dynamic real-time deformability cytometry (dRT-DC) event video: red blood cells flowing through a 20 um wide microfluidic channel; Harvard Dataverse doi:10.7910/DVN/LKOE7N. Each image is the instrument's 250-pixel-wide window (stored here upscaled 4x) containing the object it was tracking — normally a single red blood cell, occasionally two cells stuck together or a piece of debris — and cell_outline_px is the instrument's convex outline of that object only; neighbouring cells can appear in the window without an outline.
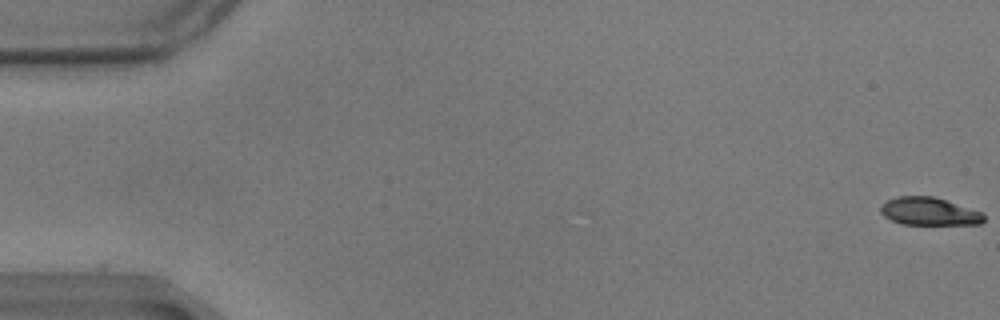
{"species": "common noctule bat (a hibernating species)", "species_latin": "Nyctalus noctula", "temperature_condition": "warm", "stored_images_in_passage": 59, "camera_frame_rate_fps": 3000, "um_per_image_px": 0.085, "animal": {"sex": "male", "body_mass_g": 17.9}, "frame": {"image": 1, "passage_image": 1, "time_ms": 0.0, "image_size_px": [1000, 320], "cell_outline_px": [[984, 220], [980, 224], [900, 224], [884, 216], [880, 212], [880, 204], [888, 200], [900, 196], [932, 196], [984, 212]], "centroid_in_image_um": [78.97, 17.97], "position_along_channel_um": 6.0, "area_um2": 16.7}}
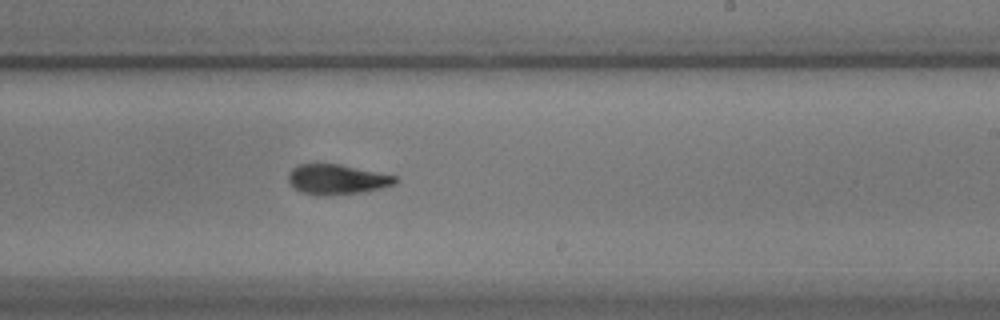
{"frame": {"image": 2, "passage_image": 36, "time_ms": 11.667, "image_size_px": [1000, 320], "cell_outline_px": [[400, 180], [396, 184], [364, 192], [324, 196], [320, 196], [300, 192], [288, 180], [288, 172], [296, 164], [340, 164], [396, 176]], "centroid_in_image_um": [28.64, 15.25], "position_along_channel_um": 260.4, "area_um2": 18.84}}
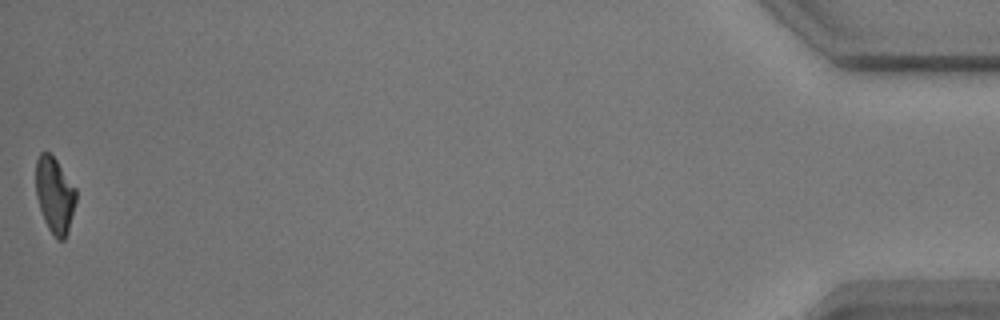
{"frame": {"image": 3, "passage_image": 59, "time_ms": 19.333, "image_size_px": [1000, 320], "cell_outline_px": [[76, 200], [68, 232], [64, 240], [56, 240], [48, 228], [44, 220], [36, 196], [36, 160], [40, 152], [48, 152], [56, 160], [76, 188]], "centroid_in_image_um": [4.65, 16.6], "position_along_channel_um": 430.6, "area_um2": 17.74}, "authors_computed_cell_mechanics": {"area_um2": 18.8428, "velocity_mm_per_s": 3.4662, "shape_relaxation_time_tau1_ms": 3.2553, "shape_relaxation_time_tau2_ms": 1.9942, "deformation_change_tau1": 0.152, "deformation_change_tau2": 0.0766}}